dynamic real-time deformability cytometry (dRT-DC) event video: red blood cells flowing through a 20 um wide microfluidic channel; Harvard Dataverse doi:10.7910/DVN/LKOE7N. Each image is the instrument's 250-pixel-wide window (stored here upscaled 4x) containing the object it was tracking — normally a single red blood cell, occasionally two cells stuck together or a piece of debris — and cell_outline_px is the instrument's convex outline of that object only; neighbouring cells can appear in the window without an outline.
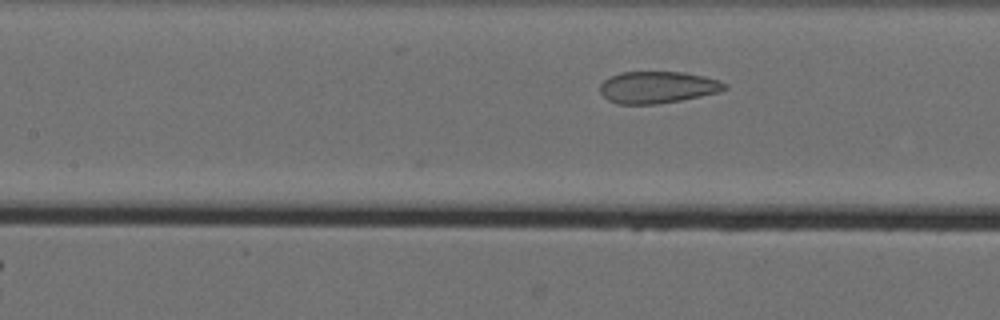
{"species": "Egyptian fruit bat (a non-hibernating species)", "species_latin": "Rousettus aegyptiacus", "temperature_condition": "cold", "stored_images_in_passage": 14, "camera_frame_rate_fps": 3000, "um_per_image_px": 0.085, "animal": {"sex": "female"}, "frame": {"image": 1, "passage_image": 14, "time_ms": 4.333, "image_size_px": [1000, 320], "cell_outline_px": [[728, 88], [720, 92], [680, 100], [656, 104], [616, 104], [608, 100], [600, 92], [600, 84], [608, 76], [620, 72], [684, 72], [704, 76], [720, 80], [728, 84]], "centroid_in_image_um": [55.9, 7.41], "position_along_channel_um": 151.5, "area_um2": 23.35}}